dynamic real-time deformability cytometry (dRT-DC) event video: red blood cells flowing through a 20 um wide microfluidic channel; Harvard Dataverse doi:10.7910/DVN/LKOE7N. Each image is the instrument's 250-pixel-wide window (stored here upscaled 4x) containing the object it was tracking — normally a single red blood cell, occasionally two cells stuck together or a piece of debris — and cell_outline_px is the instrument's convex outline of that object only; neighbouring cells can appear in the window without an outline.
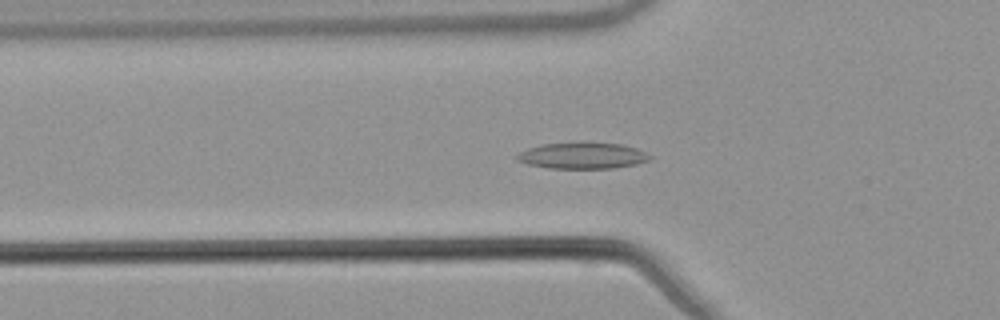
{"species": "common noctule bat (a hibernating species)", "species_latin": "Nyctalus noctula", "temperature_condition": "warm", "stored_images_in_passage": 54, "camera_frame_rate_fps": 3000, "um_per_image_px": 0.085, "animal": {"sex": "male", "body_mass_g": 21.5, "forearm_length_mm": 52.0}, "frame": {"image": 1, "passage_image": 19, "time_ms": 6.0, "image_size_px": [1000, 320], "cell_outline_px": [[652, 160], [636, 164], [616, 168], [548, 168], [528, 164], [516, 160], [516, 156], [520, 152], [528, 148], [540, 144], [580, 140], [620, 144], [636, 148], [652, 156]], "centroid_in_image_um": [49.51, 13.2], "position_along_channel_um": 76.3, "area_um2": 20.98}}
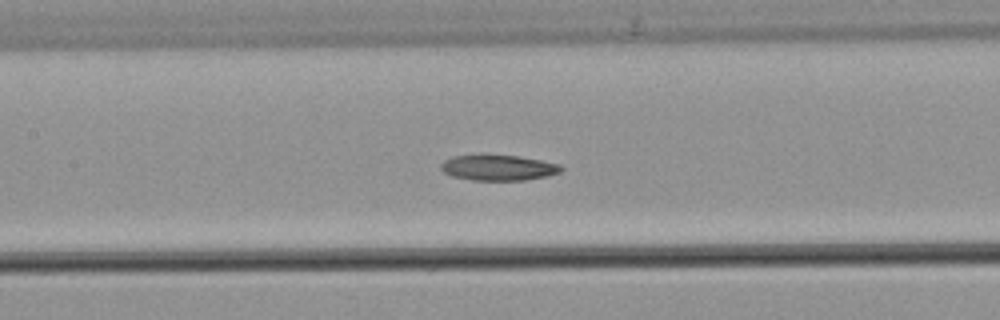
{"frame": {"image": 2, "passage_image": 26, "time_ms": 8.333, "image_size_px": [1000, 320], "cell_outline_px": [[564, 168], [560, 172], [548, 176], [524, 180], [472, 180], [452, 176], [444, 172], [440, 168], [440, 164], [444, 160], [452, 156], [480, 152], [516, 156], [540, 160], [560, 164]], "centroid_in_image_um": [42.3, 14.21], "position_along_channel_um": 165.1, "area_um2": 18.55}}
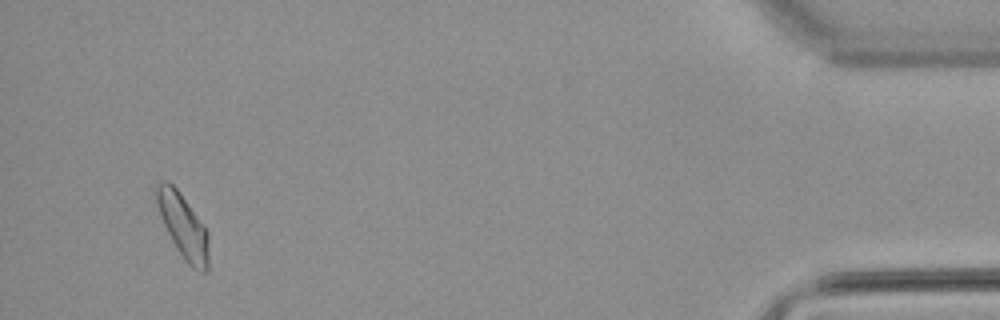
{"frame": {"image": 3, "passage_image": 52, "time_ms": 17.0, "image_size_px": [1000, 320], "cell_outline_px": [[208, 272], [200, 272], [192, 268], [184, 260], [176, 248], [160, 216], [156, 204], [156, 184], [164, 180], [168, 180], [176, 188], [208, 232]], "centroid_in_image_um": [15.56, 19.24], "position_along_channel_um": 419.6, "area_um2": 19.25}, "authors_computed_cell_mechanics": {"area_um2": 19.0162, "velocity_mm_per_s": 3.7967, "shape_relaxation_time_tau1_ms": null, "shape_relaxation_time_tau2_ms": 3.3738, "deformation_change_tau1": null, "deformation_change_tau2": 0.0939}}